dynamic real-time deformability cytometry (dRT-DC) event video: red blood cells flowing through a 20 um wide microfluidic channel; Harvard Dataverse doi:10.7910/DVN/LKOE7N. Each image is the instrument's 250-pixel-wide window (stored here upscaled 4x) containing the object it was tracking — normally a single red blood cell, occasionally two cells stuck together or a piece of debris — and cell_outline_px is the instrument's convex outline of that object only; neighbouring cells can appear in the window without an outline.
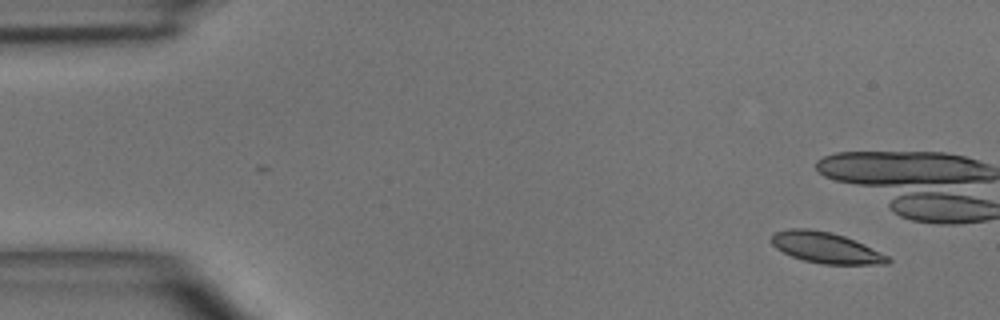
{"species": "common noctule bat (a hibernating species)", "species_latin": "Nyctalus noctula", "temperature_condition": "room temperature", "stored_images_in_passage": 4, "camera_frame_rate_fps": 3000, "um_per_image_px": 0.085, "animal": {"sex": "male", "body_mass_g": 15.6}, "frame": {"image": 1, "passage_image": 1, "time_ms": 0.0, "image_size_px": [1000, 320], "cell_outline_px": [[892, 260], [888, 264], [824, 264], [804, 260], [792, 256], [776, 248], [772, 244], [772, 232], [788, 228], [812, 228], [844, 236], [864, 244], [888, 256]], "centroid_in_image_um": [70.18, 21.04], "position_along_channel_um": 14.8, "area_um2": 20.87}}